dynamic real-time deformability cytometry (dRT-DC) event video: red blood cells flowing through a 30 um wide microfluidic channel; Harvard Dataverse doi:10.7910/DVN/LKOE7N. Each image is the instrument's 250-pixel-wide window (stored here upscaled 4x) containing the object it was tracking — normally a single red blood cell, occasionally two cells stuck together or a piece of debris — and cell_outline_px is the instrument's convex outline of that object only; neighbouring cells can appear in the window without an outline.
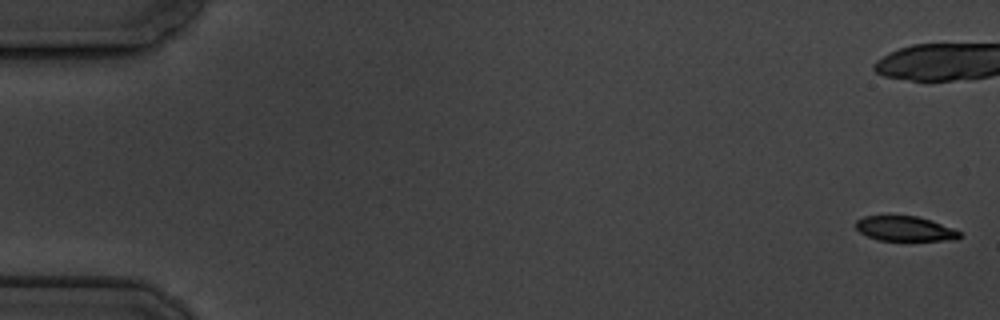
{"species": "common noctule bat (a hibernating species)", "species_latin": "Nyctalus noctula", "temperature_condition": "cold", "stored_images_in_passage": 7, "camera_frame_rate_fps": 3000, "um_per_image_px": 0.085, "animal": {"sex": "male", "body_mass_g": 19.5, "forearm_length_mm": 54.6}, "frame": {"image": 1, "passage_image": 1, "time_ms": 0.0, "image_size_px": [1000, 320], "cell_outline_px": [[960, 236], [956, 240], [880, 240], [868, 236], [860, 232], [856, 228], [856, 220], [864, 216], [916, 216], [932, 220], [952, 228], [960, 232]], "centroid_in_image_um": [76.92, 19.43], "position_along_channel_um": 8.1, "area_um2": 14.85}}